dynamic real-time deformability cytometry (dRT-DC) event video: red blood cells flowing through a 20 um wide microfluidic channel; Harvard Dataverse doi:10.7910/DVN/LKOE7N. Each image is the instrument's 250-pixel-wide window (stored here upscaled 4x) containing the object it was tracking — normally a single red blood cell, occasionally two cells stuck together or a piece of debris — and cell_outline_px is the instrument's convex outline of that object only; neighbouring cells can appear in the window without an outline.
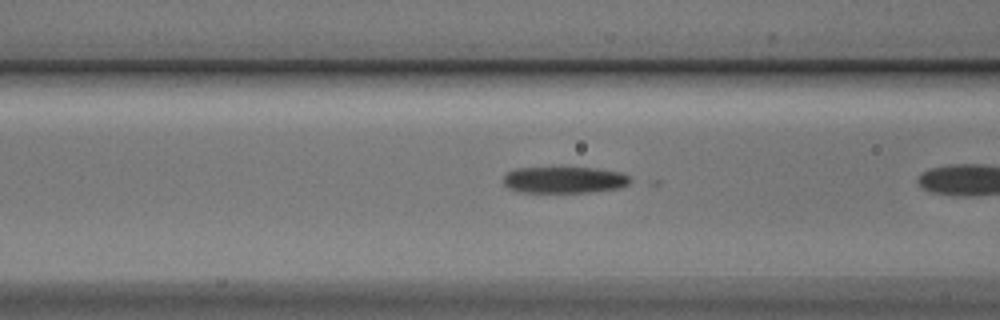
{"species": "Egyptian fruit bat (a non-hibernating species)", "species_latin": "Rousettus aegyptiacus", "temperature_condition": "cold", "stored_images_in_passage": 8, "camera_frame_rate_fps": 3000, "um_per_image_px": 0.085, "animal": {"sex": "male"}, "frame": {"image": 1, "passage_image": 7, "time_ms": 2.0, "image_size_px": [1000, 320], "cell_outline_px": [[636, 180], [620, 188], [588, 192], [520, 192], [508, 188], [504, 184], [504, 176], [508, 172], [516, 168], [560, 164], [596, 168], [620, 172]], "centroid_in_image_um": [47.97, 15.23], "position_along_channel_um": 118.6, "area_um2": 20.75}}